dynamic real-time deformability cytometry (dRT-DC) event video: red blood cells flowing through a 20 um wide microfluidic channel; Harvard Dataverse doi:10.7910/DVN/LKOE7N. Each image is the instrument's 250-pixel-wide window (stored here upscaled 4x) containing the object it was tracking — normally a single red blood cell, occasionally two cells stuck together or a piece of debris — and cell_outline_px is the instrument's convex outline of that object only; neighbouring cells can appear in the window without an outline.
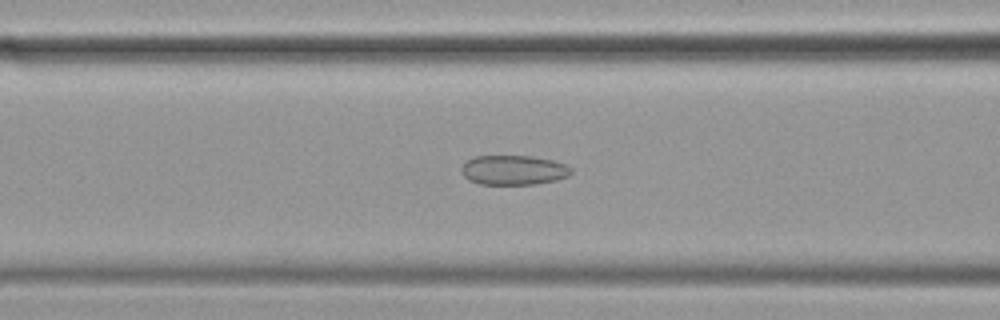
{"species": "common noctule bat (a hibernating species)", "species_latin": "Nyctalus noctula", "temperature_condition": "cold", "stored_images_in_passage": 57, "camera_frame_rate_fps": 3000, "um_per_image_px": 0.085, "animal": {"sex": "female", "body_mass_g": 19.9}, "frame": {"image": 1, "passage_image": 22, "time_ms": 7.0, "image_size_px": [1000, 320], "cell_outline_px": [[572, 172], [568, 176], [556, 180], [532, 184], [480, 184], [468, 180], [460, 172], [460, 168], [468, 160], [476, 156], [532, 156], [552, 160], [564, 164], [572, 168]], "centroid_in_image_um": [43.63, 14.46], "position_along_channel_um": 123.0, "area_um2": 18.9}}
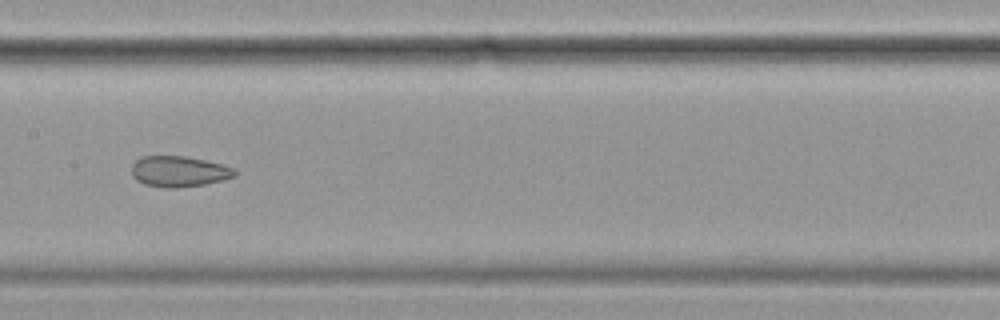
{"frame": {"image": 2, "passage_image": 28, "time_ms": 9.0, "image_size_px": [1000, 320], "cell_outline_px": [[236, 176], [224, 180], [204, 184], [176, 188], [164, 188], [144, 184], [136, 180], [132, 176], [132, 164], [140, 156], [184, 156], [204, 160], [236, 168]], "centroid_in_image_um": [15.2, 14.58], "position_along_channel_um": 192.2, "area_um2": 18.61}}
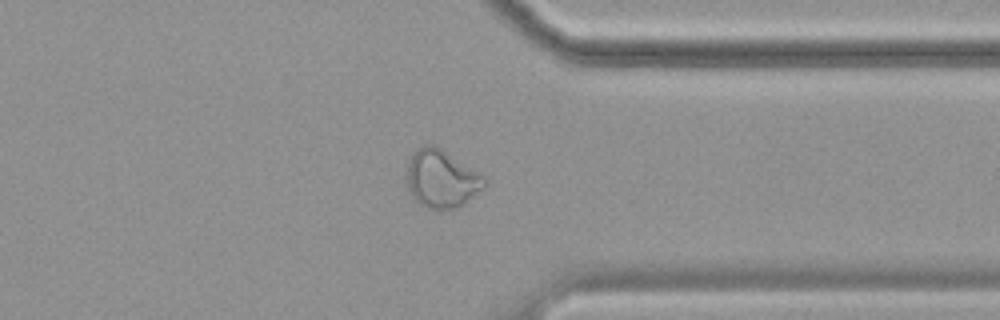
{"frame": {"image": 3, "passage_image": 44, "time_ms": 14.333, "image_size_px": [1000, 320], "cell_outline_px": [[488, 184], [464, 204], [456, 208], [436, 212], [420, 204], [408, 192], [408, 160], [412, 152], [424, 144], [432, 144], [440, 148], [484, 176], [488, 180]], "centroid_in_image_um": [37.53, 15.23], "position_along_channel_um": 373.9, "area_um2": 26.36}, "authors_computed_cell_mechanics": {"area_um2": 24.276, "velocity_mm_per_s": 3.4715, "shape_relaxation_time_tau1_ms": null, "shape_relaxation_time_tau2_ms": 2.4916, "deformation_change_tau1": null, "deformation_change_tau2": 0.0835}}